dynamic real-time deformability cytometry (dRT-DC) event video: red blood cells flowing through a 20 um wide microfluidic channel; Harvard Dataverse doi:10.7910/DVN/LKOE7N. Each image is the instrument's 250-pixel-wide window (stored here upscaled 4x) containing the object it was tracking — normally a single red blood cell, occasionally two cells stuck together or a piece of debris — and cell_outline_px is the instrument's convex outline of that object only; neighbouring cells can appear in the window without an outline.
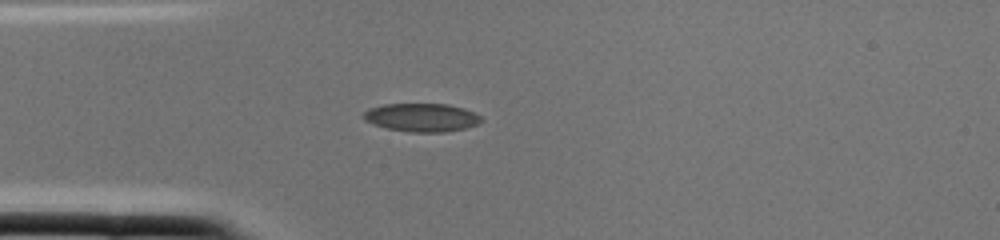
{"species": "common noctule bat (a hibernating species)", "species_latin": "Nyctalus noctula", "temperature_condition": "cold", "stored_images_in_passage": 1, "camera_frame_rate_fps": 3000, "um_per_image_px": 0.085, "animal": {"sex": "female", "body_mass_g": 22.0, "forearm_length_mm": 56.7}, "frame": {"image": 1, "passage_image": 1, "time_ms": 0.0, "image_size_px": [1000, 240], "cell_outline_px": [[484, 120], [480, 124], [464, 128], [444, 132], [408, 132], [388, 128], [372, 124], [364, 120], [364, 112], [368, 108], [384, 104], [448, 104], [464, 108], [480, 116]], "centroid_in_image_um": [35.85, 9.98], "position_along_channel_um": 49.2, "area_um2": 19.48}}